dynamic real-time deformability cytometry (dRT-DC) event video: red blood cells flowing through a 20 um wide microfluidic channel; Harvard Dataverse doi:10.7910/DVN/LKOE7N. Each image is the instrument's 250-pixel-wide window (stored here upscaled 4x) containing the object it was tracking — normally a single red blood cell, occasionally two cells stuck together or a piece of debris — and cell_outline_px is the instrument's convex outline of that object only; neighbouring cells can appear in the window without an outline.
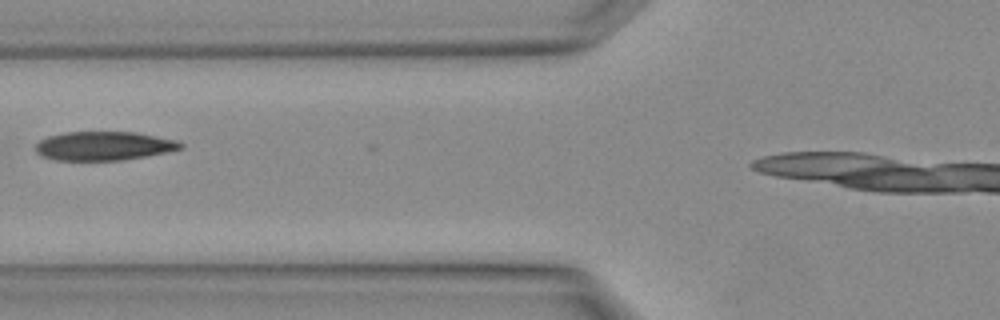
{"species": "Egyptian fruit bat (a non-hibernating species)", "species_latin": "Rousettus aegyptiacus", "temperature_condition": "warm", "stored_images_in_passage": 4, "camera_frame_rate_fps": 3000, "um_per_image_px": 0.085, "animal": {"sex": "female"}, "frame": {"image": 1, "passage_image": 3, "time_ms": 0.667, "image_size_px": [1000, 320], "cell_outline_px": [[184, 148], [144, 156], [120, 160], [56, 160], [40, 156], [36, 152], [36, 144], [40, 140], [48, 136], [68, 132], [132, 132], [176, 140], [184, 144]], "centroid_in_image_um": [8.79, 12.4], "position_along_channel_um": 117.0, "area_um2": 24.1}}